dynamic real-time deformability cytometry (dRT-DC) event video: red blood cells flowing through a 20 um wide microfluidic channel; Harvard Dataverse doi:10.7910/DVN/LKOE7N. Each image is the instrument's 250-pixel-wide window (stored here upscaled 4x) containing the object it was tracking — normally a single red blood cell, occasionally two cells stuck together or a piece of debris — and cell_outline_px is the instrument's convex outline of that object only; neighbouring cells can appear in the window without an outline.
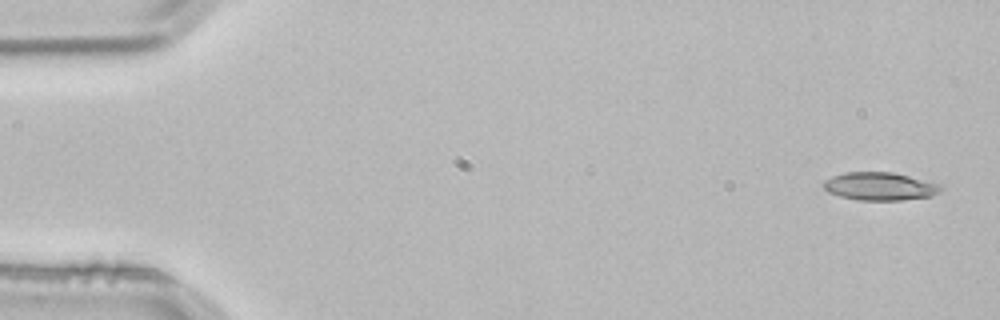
{"species": "common noctule bat (a hibernating species)", "species_latin": "Nyctalus noctula", "temperature_condition": "room temperature", "stored_images_in_passage": 4, "camera_frame_rate_fps": 3000, "um_per_image_px": 0.085, "animal": {"sex": "male", "body_mass_g": 21.5, "forearm_length_mm": 52.0}, "frame": {"image": 1, "passage_image": 1, "time_ms": 0.0, "image_size_px": [1000, 320], "cell_outline_px": [[944, 188], [940, 192], [932, 196], [904, 200], [856, 200], [840, 196], [828, 192], [824, 188], [824, 180], [832, 176], [844, 172], [892, 172], [940, 184]], "centroid_in_image_um": [74.8, 15.84], "position_along_channel_um": 10.2, "area_um2": 19.19}}
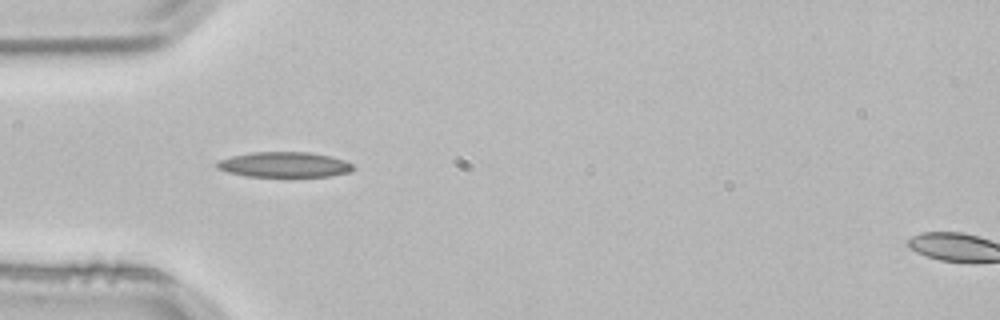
{"frame": {"image": 2, "passage_image": 4, "time_ms": 1.0, "image_size_px": [1000, 320], "cell_outline_px": [[356, 168], [352, 172], [332, 176], [248, 176], [228, 172], [216, 168], [216, 160], [232, 156], [252, 152], [308, 152], [332, 156], [344, 160], [352, 164]], "centroid_in_image_um": [24.19, 13.99], "position_along_channel_um": 60.8, "area_um2": 20.17}}